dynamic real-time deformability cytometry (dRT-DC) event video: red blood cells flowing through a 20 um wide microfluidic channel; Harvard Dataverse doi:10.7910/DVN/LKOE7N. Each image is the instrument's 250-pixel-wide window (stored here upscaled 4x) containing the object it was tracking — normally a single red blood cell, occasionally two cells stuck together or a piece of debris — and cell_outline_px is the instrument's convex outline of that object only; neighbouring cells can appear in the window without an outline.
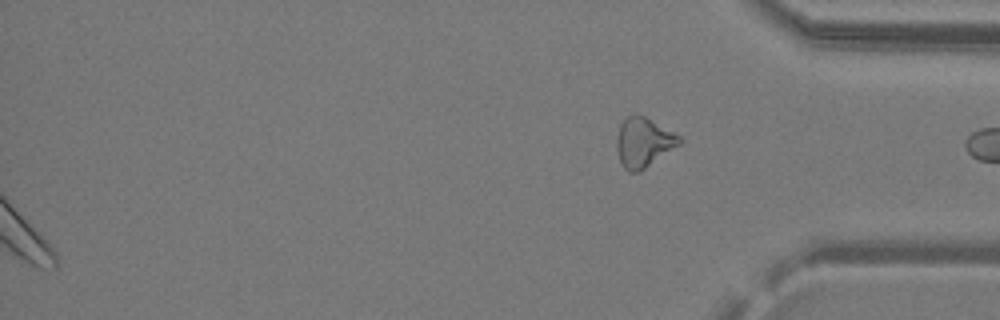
{"species": "common noctule bat (a hibernating species)", "species_latin": "Nyctalus noctula", "temperature_condition": "warm", "stored_images_in_passage": 29, "segment_of_instrument_passage": [2, 2], "camera_frame_rate_fps": 3000, "um_per_image_px": 0.085, "animal": {"sex": "male", "body_mass_g": 19.2, "forearm_length_mm": 51.8}, "frame": {"image": 1, "passage_image": 29, "time_ms": 9.333, "image_size_px": [1000, 320], "cell_outline_px": [[684, 140], [680, 144], [640, 172], [628, 172], [624, 168], [620, 160], [616, 148], [616, 140], [620, 124], [628, 116], [636, 112], [644, 116], [680, 136]], "centroid_in_image_um": [54.69, 12.1], "position_along_channel_um": 380.5, "area_um2": 18.09}}